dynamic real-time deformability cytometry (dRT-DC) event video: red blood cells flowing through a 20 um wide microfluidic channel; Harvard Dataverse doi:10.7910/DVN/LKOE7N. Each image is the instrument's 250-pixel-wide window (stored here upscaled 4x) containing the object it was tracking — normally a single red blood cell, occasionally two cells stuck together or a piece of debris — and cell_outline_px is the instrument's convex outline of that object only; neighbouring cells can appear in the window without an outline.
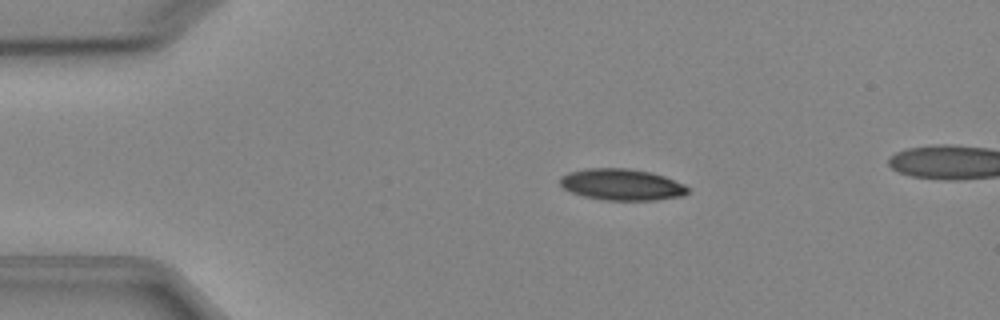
{"species": "Egyptian fruit bat (a non-hibernating species)", "species_latin": "Rousettus aegyptiacus", "temperature_condition": "cold", "stored_images_in_passage": 6, "camera_frame_rate_fps": 3000, "um_per_image_px": 0.085, "animal": {"sex": "female"}, "frame": {"image": 1, "passage_image": 3, "time_ms": 2.667, "image_size_px": [1000, 320], "cell_outline_px": [[688, 192], [684, 196], [656, 200], [604, 200], [584, 196], [572, 192], [564, 188], [560, 184], [560, 176], [568, 172], [584, 168], [628, 168], [652, 172], [664, 176], [684, 184], [688, 188]], "centroid_in_image_um": [52.85, 15.68], "position_along_channel_um": 32.2, "area_um2": 23.52}}